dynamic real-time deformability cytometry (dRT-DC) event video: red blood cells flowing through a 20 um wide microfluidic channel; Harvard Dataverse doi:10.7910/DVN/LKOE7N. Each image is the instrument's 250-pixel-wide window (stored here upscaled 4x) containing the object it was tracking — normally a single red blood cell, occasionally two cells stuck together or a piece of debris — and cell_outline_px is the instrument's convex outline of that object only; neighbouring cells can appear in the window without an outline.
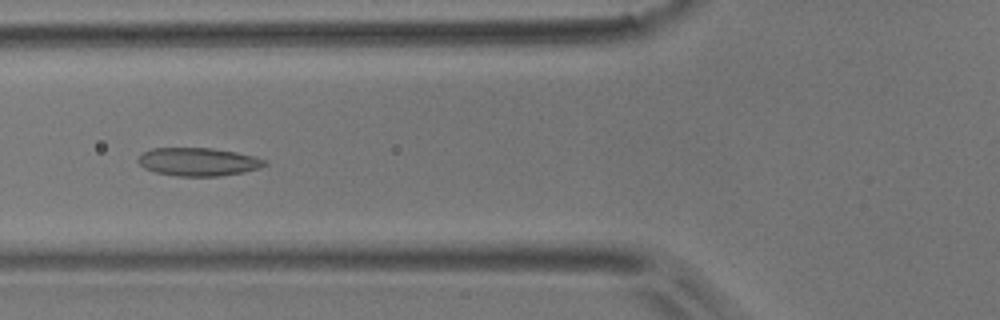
{"species": "common noctule bat (a hibernating species)", "species_latin": "Nyctalus noctula", "temperature_condition": "room temperature", "stored_images_in_passage": 44, "camera_frame_rate_fps": 3000, "um_per_image_px": 0.085, "animal": {"sex": "male", "body_mass_g": 17.9}, "frame": {"image": 1, "passage_image": 13, "time_ms": 4.0, "image_size_px": [1000, 320], "cell_outline_px": [[268, 164], [260, 168], [244, 172], [220, 176], [176, 176], [156, 172], [144, 168], [136, 160], [144, 152], [152, 148], [212, 148], [236, 152], [268, 160]], "centroid_in_image_um": [16.88, 13.76], "position_along_channel_um": 108.9, "area_um2": 20.81}}
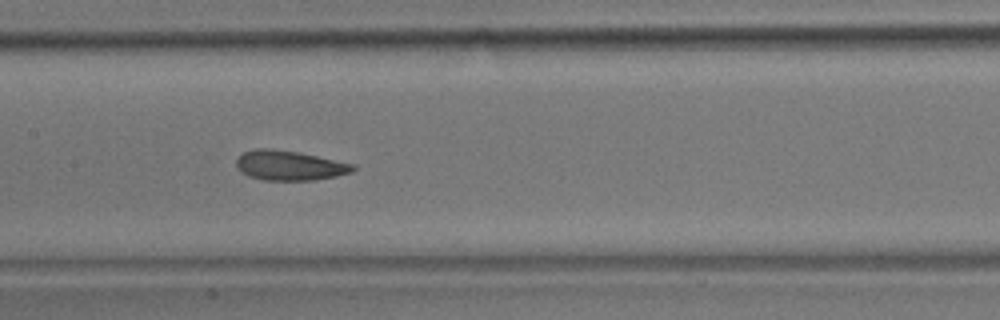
{"frame": {"image": 2, "passage_image": 19, "time_ms": 6.0, "image_size_px": [1000, 320], "cell_outline_px": [[356, 168], [352, 172], [336, 176], [316, 180], [264, 180], [248, 176], [236, 164], [236, 160], [244, 152], [256, 148], [272, 148], [300, 152], [356, 164]], "centroid_in_image_um": [24.67, 14.05], "position_along_channel_um": 182.7, "area_um2": 20.29}}
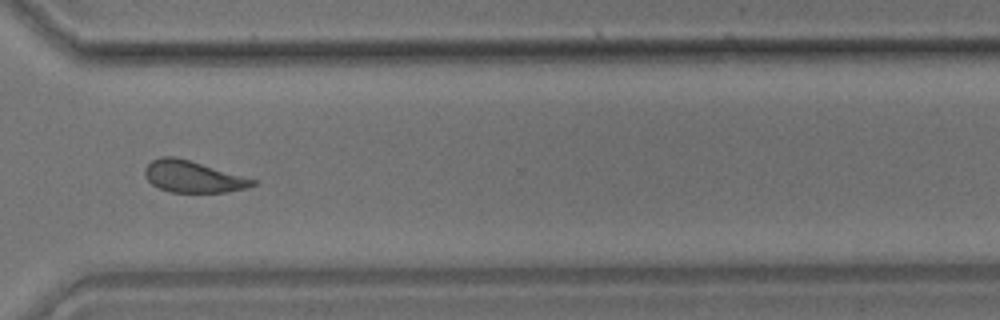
{"frame": {"image": 3, "passage_image": 33, "time_ms": 10.667, "image_size_px": [1000, 320], "cell_outline_px": [[256, 184], [248, 188], [224, 192], [168, 192], [152, 184], [148, 180], [144, 172], [144, 168], [152, 160], [160, 156], [172, 156], [188, 160], [256, 180]], "centroid_in_image_um": [16.36, 15.02], "position_along_channel_um": 354.2, "area_um2": 19.54}, "authors_computed_cell_mechanics": {"area_um2": 20.1433, "velocity_mm_per_s": 3.6747, "shape_relaxation_time_tau1_ms": 6.2574, "shape_relaxation_time_tau2_ms": 2.4526, "deformation_change_tau1": 0.1176, "deformation_change_tau2": 0.105}}